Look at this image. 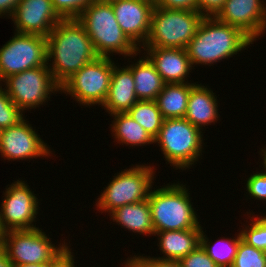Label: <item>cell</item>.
Listing matches in <instances>:
<instances>
[{
  "mask_svg": "<svg viewBox=\"0 0 266 267\" xmlns=\"http://www.w3.org/2000/svg\"><path fill=\"white\" fill-rule=\"evenodd\" d=\"M19 1L20 0H0V16L5 15L8 18L12 17Z\"/></svg>",
  "mask_w": 266,
  "mask_h": 267,
  "instance_id": "cell-37",
  "label": "cell"
},
{
  "mask_svg": "<svg viewBox=\"0 0 266 267\" xmlns=\"http://www.w3.org/2000/svg\"><path fill=\"white\" fill-rule=\"evenodd\" d=\"M13 267H48V264H35V263L13 264Z\"/></svg>",
  "mask_w": 266,
  "mask_h": 267,
  "instance_id": "cell-39",
  "label": "cell"
},
{
  "mask_svg": "<svg viewBox=\"0 0 266 267\" xmlns=\"http://www.w3.org/2000/svg\"><path fill=\"white\" fill-rule=\"evenodd\" d=\"M16 104L10 99L5 88L0 85V130L15 126L25 117Z\"/></svg>",
  "mask_w": 266,
  "mask_h": 267,
  "instance_id": "cell-29",
  "label": "cell"
},
{
  "mask_svg": "<svg viewBox=\"0 0 266 267\" xmlns=\"http://www.w3.org/2000/svg\"><path fill=\"white\" fill-rule=\"evenodd\" d=\"M231 267H266V252L248 245L240 238L237 254Z\"/></svg>",
  "mask_w": 266,
  "mask_h": 267,
  "instance_id": "cell-27",
  "label": "cell"
},
{
  "mask_svg": "<svg viewBox=\"0 0 266 267\" xmlns=\"http://www.w3.org/2000/svg\"><path fill=\"white\" fill-rule=\"evenodd\" d=\"M111 117L114 118L111 124V132L117 143L130 145L129 147L131 145L135 147L155 143L150 134L127 112L111 114Z\"/></svg>",
  "mask_w": 266,
  "mask_h": 267,
  "instance_id": "cell-24",
  "label": "cell"
},
{
  "mask_svg": "<svg viewBox=\"0 0 266 267\" xmlns=\"http://www.w3.org/2000/svg\"><path fill=\"white\" fill-rule=\"evenodd\" d=\"M217 102L219 100L217 101L215 93L210 88L202 84H195L190 90L184 118L203 131L202 126L215 124L219 120Z\"/></svg>",
  "mask_w": 266,
  "mask_h": 267,
  "instance_id": "cell-19",
  "label": "cell"
},
{
  "mask_svg": "<svg viewBox=\"0 0 266 267\" xmlns=\"http://www.w3.org/2000/svg\"><path fill=\"white\" fill-rule=\"evenodd\" d=\"M113 66L111 83L102 108L111 115L127 112L138 100L132 71L126 66Z\"/></svg>",
  "mask_w": 266,
  "mask_h": 267,
  "instance_id": "cell-18",
  "label": "cell"
},
{
  "mask_svg": "<svg viewBox=\"0 0 266 267\" xmlns=\"http://www.w3.org/2000/svg\"><path fill=\"white\" fill-rule=\"evenodd\" d=\"M55 11L62 19H77L94 0H51Z\"/></svg>",
  "mask_w": 266,
  "mask_h": 267,
  "instance_id": "cell-30",
  "label": "cell"
},
{
  "mask_svg": "<svg viewBox=\"0 0 266 267\" xmlns=\"http://www.w3.org/2000/svg\"><path fill=\"white\" fill-rule=\"evenodd\" d=\"M77 20L84 26L99 56L110 57L113 53H119L124 58H132L140 54L141 50L120 28L109 0H94Z\"/></svg>",
  "mask_w": 266,
  "mask_h": 267,
  "instance_id": "cell-3",
  "label": "cell"
},
{
  "mask_svg": "<svg viewBox=\"0 0 266 267\" xmlns=\"http://www.w3.org/2000/svg\"><path fill=\"white\" fill-rule=\"evenodd\" d=\"M114 65L110 57L99 56L70 77L61 86L60 92L71 95L80 106H102L108 94Z\"/></svg>",
  "mask_w": 266,
  "mask_h": 267,
  "instance_id": "cell-8",
  "label": "cell"
},
{
  "mask_svg": "<svg viewBox=\"0 0 266 267\" xmlns=\"http://www.w3.org/2000/svg\"><path fill=\"white\" fill-rule=\"evenodd\" d=\"M265 5V6H264ZM218 20L235 26L253 41L266 30V4L264 0H226L215 16Z\"/></svg>",
  "mask_w": 266,
  "mask_h": 267,
  "instance_id": "cell-15",
  "label": "cell"
},
{
  "mask_svg": "<svg viewBox=\"0 0 266 267\" xmlns=\"http://www.w3.org/2000/svg\"><path fill=\"white\" fill-rule=\"evenodd\" d=\"M47 63L46 37L15 32L0 48V84L10 75Z\"/></svg>",
  "mask_w": 266,
  "mask_h": 267,
  "instance_id": "cell-10",
  "label": "cell"
},
{
  "mask_svg": "<svg viewBox=\"0 0 266 267\" xmlns=\"http://www.w3.org/2000/svg\"><path fill=\"white\" fill-rule=\"evenodd\" d=\"M127 67L132 71L138 100H156L165 82L151 61L146 56H142L136 63L129 64Z\"/></svg>",
  "mask_w": 266,
  "mask_h": 267,
  "instance_id": "cell-22",
  "label": "cell"
},
{
  "mask_svg": "<svg viewBox=\"0 0 266 267\" xmlns=\"http://www.w3.org/2000/svg\"><path fill=\"white\" fill-rule=\"evenodd\" d=\"M46 38L47 62L52 61L47 65L60 87L84 65L99 57L77 19H62Z\"/></svg>",
  "mask_w": 266,
  "mask_h": 267,
  "instance_id": "cell-1",
  "label": "cell"
},
{
  "mask_svg": "<svg viewBox=\"0 0 266 267\" xmlns=\"http://www.w3.org/2000/svg\"><path fill=\"white\" fill-rule=\"evenodd\" d=\"M226 0H197V11L204 17H215Z\"/></svg>",
  "mask_w": 266,
  "mask_h": 267,
  "instance_id": "cell-34",
  "label": "cell"
},
{
  "mask_svg": "<svg viewBox=\"0 0 266 267\" xmlns=\"http://www.w3.org/2000/svg\"><path fill=\"white\" fill-rule=\"evenodd\" d=\"M145 56L154 65L165 83H190L186 79L192 64L186 49L143 47ZM187 80V81H185Z\"/></svg>",
  "mask_w": 266,
  "mask_h": 267,
  "instance_id": "cell-17",
  "label": "cell"
},
{
  "mask_svg": "<svg viewBox=\"0 0 266 267\" xmlns=\"http://www.w3.org/2000/svg\"><path fill=\"white\" fill-rule=\"evenodd\" d=\"M109 1L123 33L138 49H141L150 33L151 16L155 4L148 0Z\"/></svg>",
  "mask_w": 266,
  "mask_h": 267,
  "instance_id": "cell-14",
  "label": "cell"
},
{
  "mask_svg": "<svg viewBox=\"0 0 266 267\" xmlns=\"http://www.w3.org/2000/svg\"><path fill=\"white\" fill-rule=\"evenodd\" d=\"M196 83H165L156 103L164 119L184 118L191 88Z\"/></svg>",
  "mask_w": 266,
  "mask_h": 267,
  "instance_id": "cell-23",
  "label": "cell"
},
{
  "mask_svg": "<svg viewBox=\"0 0 266 267\" xmlns=\"http://www.w3.org/2000/svg\"><path fill=\"white\" fill-rule=\"evenodd\" d=\"M246 193L257 200H266V171L251 174L246 179Z\"/></svg>",
  "mask_w": 266,
  "mask_h": 267,
  "instance_id": "cell-32",
  "label": "cell"
},
{
  "mask_svg": "<svg viewBox=\"0 0 266 267\" xmlns=\"http://www.w3.org/2000/svg\"><path fill=\"white\" fill-rule=\"evenodd\" d=\"M203 19L198 11L155 6L150 33L143 47L186 49Z\"/></svg>",
  "mask_w": 266,
  "mask_h": 267,
  "instance_id": "cell-5",
  "label": "cell"
},
{
  "mask_svg": "<svg viewBox=\"0 0 266 267\" xmlns=\"http://www.w3.org/2000/svg\"><path fill=\"white\" fill-rule=\"evenodd\" d=\"M154 168L138 165L126 168L114 175L112 181L104 188L97 199V209L109 214L127 204H134L148 199L154 183Z\"/></svg>",
  "mask_w": 266,
  "mask_h": 267,
  "instance_id": "cell-7",
  "label": "cell"
},
{
  "mask_svg": "<svg viewBox=\"0 0 266 267\" xmlns=\"http://www.w3.org/2000/svg\"><path fill=\"white\" fill-rule=\"evenodd\" d=\"M202 230L200 237V245L205 250L207 255L219 266V267H231L233 265L237 249L240 243L241 234L234 238H218L216 243H210L207 236ZM220 242V243H219ZM212 244V245H211Z\"/></svg>",
  "mask_w": 266,
  "mask_h": 267,
  "instance_id": "cell-25",
  "label": "cell"
},
{
  "mask_svg": "<svg viewBox=\"0 0 266 267\" xmlns=\"http://www.w3.org/2000/svg\"><path fill=\"white\" fill-rule=\"evenodd\" d=\"M182 267H219L201 245L180 260Z\"/></svg>",
  "mask_w": 266,
  "mask_h": 267,
  "instance_id": "cell-33",
  "label": "cell"
},
{
  "mask_svg": "<svg viewBox=\"0 0 266 267\" xmlns=\"http://www.w3.org/2000/svg\"><path fill=\"white\" fill-rule=\"evenodd\" d=\"M127 113L139 123L153 139L158 136L164 118L155 100H139Z\"/></svg>",
  "mask_w": 266,
  "mask_h": 267,
  "instance_id": "cell-26",
  "label": "cell"
},
{
  "mask_svg": "<svg viewBox=\"0 0 266 267\" xmlns=\"http://www.w3.org/2000/svg\"><path fill=\"white\" fill-rule=\"evenodd\" d=\"M110 219L134 233L155 235L148 199L115 209Z\"/></svg>",
  "mask_w": 266,
  "mask_h": 267,
  "instance_id": "cell-21",
  "label": "cell"
},
{
  "mask_svg": "<svg viewBox=\"0 0 266 267\" xmlns=\"http://www.w3.org/2000/svg\"><path fill=\"white\" fill-rule=\"evenodd\" d=\"M202 229L155 232L163 257L160 260L180 261L200 245Z\"/></svg>",
  "mask_w": 266,
  "mask_h": 267,
  "instance_id": "cell-20",
  "label": "cell"
},
{
  "mask_svg": "<svg viewBox=\"0 0 266 267\" xmlns=\"http://www.w3.org/2000/svg\"><path fill=\"white\" fill-rule=\"evenodd\" d=\"M27 120L0 130V154L7 160L49 157L53 152Z\"/></svg>",
  "mask_w": 266,
  "mask_h": 267,
  "instance_id": "cell-13",
  "label": "cell"
},
{
  "mask_svg": "<svg viewBox=\"0 0 266 267\" xmlns=\"http://www.w3.org/2000/svg\"><path fill=\"white\" fill-rule=\"evenodd\" d=\"M189 196L186 184L179 182L151 189L148 201L155 232L202 229Z\"/></svg>",
  "mask_w": 266,
  "mask_h": 267,
  "instance_id": "cell-4",
  "label": "cell"
},
{
  "mask_svg": "<svg viewBox=\"0 0 266 267\" xmlns=\"http://www.w3.org/2000/svg\"><path fill=\"white\" fill-rule=\"evenodd\" d=\"M253 40L242 30L216 17H204L186 51L192 67L214 65L249 48Z\"/></svg>",
  "mask_w": 266,
  "mask_h": 267,
  "instance_id": "cell-2",
  "label": "cell"
},
{
  "mask_svg": "<svg viewBox=\"0 0 266 267\" xmlns=\"http://www.w3.org/2000/svg\"><path fill=\"white\" fill-rule=\"evenodd\" d=\"M41 228L12 230L5 233L3 246L12 264H48L66 245H58Z\"/></svg>",
  "mask_w": 266,
  "mask_h": 267,
  "instance_id": "cell-11",
  "label": "cell"
},
{
  "mask_svg": "<svg viewBox=\"0 0 266 267\" xmlns=\"http://www.w3.org/2000/svg\"><path fill=\"white\" fill-rule=\"evenodd\" d=\"M11 19L15 32L44 37L62 20L51 0H20Z\"/></svg>",
  "mask_w": 266,
  "mask_h": 267,
  "instance_id": "cell-16",
  "label": "cell"
},
{
  "mask_svg": "<svg viewBox=\"0 0 266 267\" xmlns=\"http://www.w3.org/2000/svg\"><path fill=\"white\" fill-rule=\"evenodd\" d=\"M155 6L197 11V0H156Z\"/></svg>",
  "mask_w": 266,
  "mask_h": 267,
  "instance_id": "cell-36",
  "label": "cell"
},
{
  "mask_svg": "<svg viewBox=\"0 0 266 267\" xmlns=\"http://www.w3.org/2000/svg\"><path fill=\"white\" fill-rule=\"evenodd\" d=\"M0 267H13L4 246H0Z\"/></svg>",
  "mask_w": 266,
  "mask_h": 267,
  "instance_id": "cell-38",
  "label": "cell"
},
{
  "mask_svg": "<svg viewBox=\"0 0 266 267\" xmlns=\"http://www.w3.org/2000/svg\"><path fill=\"white\" fill-rule=\"evenodd\" d=\"M0 210V221L6 232L38 228L33 225L40 203L25 181L17 180L6 188Z\"/></svg>",
  "mask_w": 266,
  "mask_h": 267,
  "instance_id": "cell-12",
  "label": "cell"
},
{
  "mask_svg": "<svg viewBox=\"0 0 266 267\" xmlns=\"http://www.w3.org/2000/svg\"><path fill=\"white\" fill-rule=\"evenodd\" d=\"M202 133L185 118L164 119L154 142L173 169L186 170L202 155Z\"/></svg>",
  "mask_w": 266,
  "mask_h": 267,
  "instance_id": "cell-6",
  "label": "cell"
},
{
  "mask_svg": "<svg viewBox=\"0 0 266 267\" xmlns=\"http://www.w3.org/2000/svg\"><path fill=\"white\" fill-rule=\"evenodd\" d=\"M261 152L263 153L261 156L263 157V167H264V169H265V171H266V147H264V149H262L261 148Z\"/></svg>",
  "mask_w": 266,
  "mask_h": 267,
  "instance_id": "cell-41",
  "label": "cell"
},
{
  "mask_svg": "<svg viewBox=\"0 0 266 267\" xmlns=\"http://www.w3.org/2000/svg\"><path fill=\"white\" fill-rule=\"evenodd\" d=\"M5 229L2 226V223L0 221V246H3L4 238H5Z\"/></svg>",
  "mask_w": 266,
  "mask_h": 267,
  "instance_id": "cell-40",
  "label": "cell"
},
{
  "mask_svg": "<svg viewBox=\"0 0 266 267\" xmlns=\"http://www.w3.org/2000/svg\"><path fill=\"white\" fill-rule=\"evenodd\" d=\"M252 222L240 231L241 238L248 245L266 252V215L250 217Z\"/></svg>",
  "mask_w": 266,
  "mask_h": 267,
  "instance_id": "cell-28",
  "label": "cell"
},
{
  "mask_svg": "<svg viewBox=\"0 0 266 267\" xmlns=\"http://www.w3.org/2000/svg\"><path fill=\"white\" fill-rule=\"evenodd\" d=\"M70 247L66 245L49 263L48 267H76Z\"/></svg>",
  "mask_w": 266,
  "mask_h": 267,
  "instance_id": "cell-35",
  "label": "cell"
},
{
  "mask_svg": "<svg viewBox=\"0 0 266 267\" xmlns=\"http://www.w3.org/2000/svg\"><path fill=\"white\" fill-rule=\"evenodd\" d=\"M3 82L8 96L22 112L45 105L52 93L61 91L48 65L10 75Z\"/></svg>",
  "mask_w": 266,
  "mask_h": 267,
  "instance_id": "cell-9",
  "label": "cell"
},
{
  "mask_svg": "<svg viewBox=\"0 0 266 267\" xmlns=\"http://www.w3.org/2000/svg\"><path fill=\"white\" fill-rule=\"evenodd\" d=\"M127 261V262H126ZM124 267H182L180 261L160 260L150 256H131L124 261Z\"/></svg>",
  "mask_w": 266,
  "mask_h": 267,
  "instance_id": "cell-31",
  "label": "cell"
}]
</instances>
